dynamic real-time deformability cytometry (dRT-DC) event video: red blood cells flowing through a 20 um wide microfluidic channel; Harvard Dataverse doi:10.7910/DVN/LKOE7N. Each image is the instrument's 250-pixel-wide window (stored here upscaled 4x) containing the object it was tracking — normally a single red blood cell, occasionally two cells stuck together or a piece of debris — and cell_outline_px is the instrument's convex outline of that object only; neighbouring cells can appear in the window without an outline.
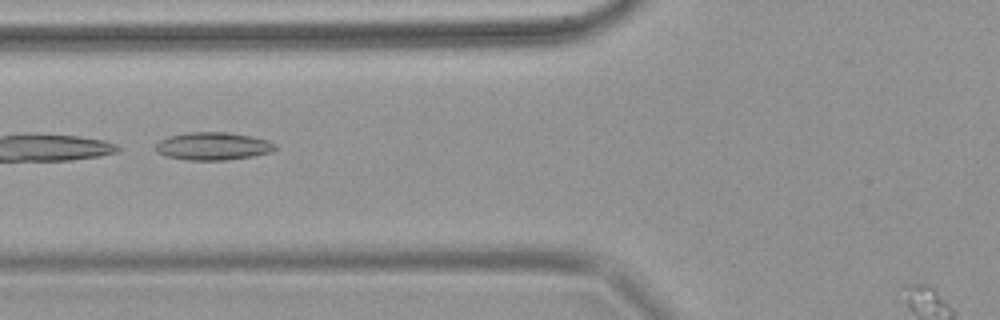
{"species": "common noctule bat (a hibernating species)", "species_latin": "Nyctalus noctula", "temperature_condition": "warm", "stored_images_in_passage": 6, "camera_frame_rate_fps": 3000, "um_per_image_px": 0.085, "animal": {"sex": "female", "body_mass_g": 18.4}, "frame": {"image": 1, "passage_image": 4, "time_ms": 1.0, "image_size_px": [1000, 320], "cell_outline_px": [[276, 148], [272, 152], [252, 156], [228, 160], [188, 160], [168, 156], [156, 152], [156, 144], [160, 140], [168, 136], [188, 132], [228, 132], [252, 136], [268, 140], [276, 144]], "centroid_in_image_um": [18.13, 12.42], "position_along_channel_um": 107.7, "area_um2": 19.42}}